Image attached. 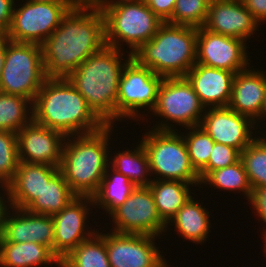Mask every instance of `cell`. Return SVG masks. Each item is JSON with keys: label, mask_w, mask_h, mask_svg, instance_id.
I'll return each mask as SVG.
<instances>
[{"label": "cell", "mask_w": 266, "mask_h": 267, "mask_svg": "<svg viewBox=\"0 0 266 267\" xmlns=\"http://www.w3.org/2000/svg\"><path fill=\"white\" fill-rule=\"evenodd\" d=\"M203 185H210L209 187L213 186L214 189H221L223 192L236 191L238 193H243V197L248 200L247 202H249L252 197L253 189L241 159L233 165L211 171L201 181L199 188H202Z\"/></svg>", "instance_id": "cell-30"}, {"label": "cell", "mask_w": 266, "mask_h": 267, "mask_svg": "<svg viewBox=\"0 0 266 267\" xmlns=\"http://www.w3.org/2000/svg\"><path fill=\"white\" fill-rule=\"evenodd\" d=\"M33 2H51V3H77L76 0H27Z\"/></svg>", "instance_id": "cell-44"}, {"label": "cell", "mask_w": 266, "mask_h": 267, "mask_svg": "<svg viewBox=\"0 0 266 267\" xmlns=\"http://www.w3.org/2000/svg\"><path fill=\"white\" fill-rule=\"evenodd\" d=\"M105 21L106 46L133 54L151 40L164 23L144 0H99ZM125 44V47L123 45Z\"/></svg>", "instance_id": "cell-6"}, {"label": "cell", "mask_w": 266, "mask_h": 267, "mask_svg": "<svg viewBox=\"0 0 266 267\" xmlns=\"http://www.w3.org/2000/svg\"><path fill=\"white\" fill-rule=\"evenodd\" d=\"M184 77L205 109L228 107L235 73L196 63Z\"/></svg>", "instance_id": "cell-20"}, {"label": "cell", "mask_w": 266, "mask_h": 267, "mask_svg": "<svg viewBox=\"0 0 266 267\" xmlns=\"http://www.w3.org/2000/svg\"><path fill=\"white\" fill-rule=\"evenodd\" d=\"M131 58L132 54L129 51L125 55L123 50L105 46L99 52L90 55L67 77L105 125L116 127L119 79L123 67Z\"/></svg>", "instance_id": "cell-3"}, {"label": "cell", "mask_w": 266, "mask_h": 267, "mask_svg": "<svg viewBox=\"0 0 266 267\" xmlns=\"http://www.w3.org/2000/svg\"><path fill=\"white\" fill-rule=\"evenodd\" d=\"M163 79V76L141 66L132 57L123 67L119 79L116 122L121 123L125 118L135 121L141 119L144 122L143 116L147 117L156 105L158 90ZM141 110H144L143 113L147 110V114H143Z\"/></svg>", "instance_id": "cell-10"}, {"label": "cell", "mask_w": 266, "mask_h": 267, "mask_svg": "<svg viewBox=\"0 0 266 267\" xmlns=\"http://www.w3.org/2000/svg\"><path fill=\"white\" fill-rule=\"evenodd\" d=\"M225 1H240V2H244L245 0H225Z\"/></svg>", "instance_id": "cell-48"}, {"label": "cell", "mask_w": 266, "mask_h": 267, "mask_svg": "<svg viewBox=\"0 0 266 267\" xmlns=\"http://www.w3.org/2000/svg\"><path fill=\"white\" fill-rule=\"evenodd\" d=\"M94 202L90 196H76L60 212L52 215L54 221V254L61 260L80 243L96 232L87 223ZM91 210V211H90ZM90 211V212H89ZM87 220V221H86ZM88 226V227H87Z\"/></svg>", "instance_id": "cell-15"}, {"label": "cell", "mask_w": 266, "mask_h": 267, "mask_svg": "<svg viewBox=\"0 0 266 267\" xmlns=\"http://www.w3.org/2000/svg\"><path fill=\"white\" fill-rule=\"evenodd\" d=\"M263 241H264V242H263L264 244H263V250H262V251H263V253H264V257H266V238L263 239Z\"/></svg>", "instance_id": "cell-47"}, {"label": "cell", "mask_w": 266, "mask_h": 267, "mask_svg": "<svg viewBox=\"0 0 266 267\" xmlns=\"http://www.w3.org/2000/svg\"><path fill=\"white\" fill-rule=\"evenodd\" d=\"M15 1L20 0H0V35H6L12 23Z\"/></svg>", "instance_id": "cell-39"}, {"label": "cell", "mask_w": 266, "mask_h": 267, "mask_svg": "<svg viewBox=\"0 0 266 267\" xmlns=\"http://www.w3.org/2000/svg\"><path fill=\"white\" fill-rule=\"evenodd\" d=\"M76 3L24 1L15 3L7 38L15 42L41 45L60 25L62 18Z\"/></svg>", "instance_id": "cell-11"}, {"label": "cell", "mask_w": 266, "mask_h": 267, "mask_svg": "<svg viewBox=\"0 0 266 267\" xmlns=\"http://www.w3.org/2000/svg\"><path fill=\"white\" fill-rule=\"evenodd\" d=\"M115 226L109 231L121 234L159 236L167 231V224L158 215L152 191L136 187L127 200L109 216Z\"/></svg>", "instance_id": "cell-12"}, {"label": "cell", "mask_w": 266, "mask_h": 267, "mask_svg": "<svg viewBox=\"0 0 266 267\" xmlns=\"http://www.w3.org/2000/svg\"><path fill=\"white\" fill-rule=\"evenodd\" d=\"M60 267V259L52 250L36 242H0L1 267Z\"/></svg>", "instance_id": "cell-24"}, {"label": "cell", "mask_w": 266, "mask_h": 267, "mask_svg": "<svg viewBox=\"0 0 266 267\" xmlns=\"http://www.w3.org/2000/svg\"><path fill=\"white\" fill-rule=\"evenodd\" d=\"M191 197L178 212L168 221V226H174L175 232L184 240L195 244H203L207 241L211 229L210 212L203 206V200ZM199 201V202H198Z\"/></svg>", "instance_id": "cell-23"}, {"label": "cell", "mask_w": 266, "mask_h": 267, "mask_svg": "<svg viewBox=\"0 0 266 267\" xmlns=\"http://www.w3.org/2000/svg\"><path fill=\"white\" fill-rule=\"evenodd\" d=\"M263 119L265 121L266 119V98L264 99L263 106H262V111L260 113V122L262 124Z\"/></svg>", "instance_id": "cell-45"}, {"label": "cell", "mask_w": 266, "mask_h": 267, "mask_svg": "<svg viewBox=\"0 0 266 267\" xmlns=\"http://www.w3.org/2000/svg\"><path fill=\"white\" fill-rule=\"evenodd\" d=\"M0 191H1L0 192V236H1L4 218H5L6 212L10 208V202H9L8 187L6 185L0 184Z\"/></svg>", "instance_id": "cell-41"}, {"label": "cell", "mask_w": 266, "mask_h": 267, "mask_svg": "<svg viewBox=\"0 0 266 267\" xmlns=\"http://www.w3.org/2000/svg\"><path fill=\"white\" fill-rule=\"evenodd\" d=\"M259 26L243 2L211 0L203 28L247 42Z\"/></svg>", "instance_id": "cell-19"}, {"label": "cell", "mask_w": 266, "mask_h": 267, "mask_svg": "<svg viewBox=\"0 0 266 267\" xmlns=\"http://www.w3.org/2000/svg\"><path fill=\"white\" fill-rule=\"evenodd\" d=\"M142 140L147 153L153 180H178L201 184L199 173L193 168L182 131L148 129ZM158 178V179H157Z\"/></svg>", "instance_id": "cell-7"}, {"label": "cell", "mask_w": 266, "mask_h": 267, "mask_svg": "<svg viewBox=\"0 0 266 267\" xmlns=\"http://www.w3.org/2000/svg\"><path fill=\"white\" fill-rule=\"evenodd\" d=\"M105 46L102 10L97 3L77 2L41 44L46 78H67Z\"/></svg>", "instance_id": "cell-1"}, {"label": "cell", "mask_w": 266, "mask_h": 267, "mask_svg": "<svg viewBox=\"0 0 266 267\" xmlns=\"http://www.w3.org/2000/svg\"><path fill=\"white\" fill-rule=\"evenodd\" d=\"M263 124L266 126V124H265V122H264V123H262V124H260V125H256V128L258 127L259 129H261L260 126L263 125ZM263 128L265 129L266 127L263 126ZM264 131H265V132H264ZM262 132H264V133H262ZM259 133L261 134V135H260L261 137L257 135V134H259ZM255 134H256V136H257L256 138H257V139H258V140H259V141L266 147V130L257 132V133H255ZM262 135H263V136H262Z\"/></svg>", "instance_id": "cell-43"}, {"label": "cell", "mask_w": 266, "mask_h": 267, "mask_svg": "<svg viewBox=\"0 0 266 267\" xmlns=\"http://www.w3.org/2000/svg\"><path fill=\"white\" fill-rule=\"evenodd\" d=\"M200 126L216 143L242 152L255 138V123L229 107L206 108ZM253 131V132H252Z\"/></svg>", "instance_id": "cell-16"}, {"label": "cell", "mask_w": 266, "mask_h": 267, "mask_svg": "<svg viewBox=\"0 0 266 267\" xmlns=\"http://www.w3.org/2000/svg\"><path fill=\"white\" fill-rule=\"evenodd\" d=\"M197 28L164 22L132 57L163 77H184L196 64Z\"/></svg>", "instance_id": "cell-5"}, {"label": "cell", "mask_w": 266, "mask_h": 267, "mask_svg": "<svg viewBox=\"0 0 266 267\" xmlns=\"http://www.w3.org/2000/svg\"><path fill=\"white\" fill-rule=\"evenodd\" d=\"M19 164L17 133L0 131V184L8 185Z\"/></svg>", "instance_id": "cell-35"}, {"label": "cell", "mask_w": 266, "mask_h": 267, "mask_svg": "<svg viewBox=\"0 0 266 267\" xmlns=\"http://www.w3.org/2000/svg\"><path fill=\"white\" fill-rule=\"evenodd\" d=\"M246 43L244 40L199 27L197 28L196 63L236 74L251 65L252 56L248 57L250 54L246 50L248 48Z\"/></svg>", "instance_id": "cell-14"}, {"label": "cell", "mask_w": 266, "mask_h": 267, "mask_svg": "<svg viewBox=\"0 0 266 267\" xmlns=\"http://www.w3.org/2000/svg\"><path fill=\"white\" fill-rule=\"evenodd\" d=\"M240 159L241 152L238 149L215 142L209 157V162L199 172V178L202 181L211 171L233 165Z\"/></svg>", "instance_id": "cell-36"}, {"label": "cell", "mask_w": 266, "mask_h": 267, "mask_svg": "<svg viewBox=\"0 0 266 267\" xmlns=\"http://www.w3.org/2000/svg\"><path fill=\"white\" fill-rule=\"evenodd\" d=\"M36 242L54 253V221L52 216L10 207L6 212L0 242Z\"/></svg>", "instance_id": "cell-18"}, {"label": "cell", "mask_w": 266, "mask_h": 267, "mask_svg": "<svg viewBox=\"0 0 266 267\" xmlns=\"http://www.w3.org/2000/svg\"><path fill=\"white\" fill-rule=\"evenodd\" d=\"M204 112L205 107L185 77H164L150 113L162 120L155 121L158 123H153L152 129L180 133L181 130L174 129L176 125L185 129L200 126Z\"/></svg>", "instance_id": "cell-9"}, {"label": "cell", "mask_w": 266, "mask_h": 267, "mask_svg": "<svg viewBox=\"0 0 266 267\" xmlns=\"http://www.w3.org/2000/svg\"><path fill=\"white\" fill-rule=\"evenodd\" d=\"M243 3L259 24L266 23V0H245Z\"/></svg>", "instance_id": "cell-40"}, {"label": "cell", "mask_w": 266, "mask_h": 267, "mask_svg": "<svg viewBox=\"0 0 266 267\" xmlns=\"http://www.w3.org/2000/svg\"><path fill=\"white\" fill-rule=\"evenodd\" d=\"M211 0H176L172 17L167 23L203 27Z\"/></svg>", "instance_id": "cell-34"}, {"label": "cell", "mask_w": 266, "mask_h": 267, "mask_svg": "<svg viewBox=\"0 0 266 267\" xmlns=\"http://www.w3.org/2000/svg\"><path fill=\"white\" fill-rule=\"evenodd\" d=\"M32 120L31 100L0 92V131L17 133Z\"/></svg>", "instance_id": "cell-31"}, {"label": "cell", "mask_w": 266, "mask_h": 267, "mask_svg": "<svg viewBox=\"0 0 266 267\" xmlns=\"http://www.w3.org/2000/svg\"><path fill=\"white\" fill-rule=\"evenodd\" d=\"M77 2H82V3H96L99 0H76Z\"/></svg>", "instance_id": "cell-46"}, {"label": "cell", "mask_w": 266, "mask_h": 267, "mask_svg": "<svg viewBox=\"0 0 266 267\" xmlns=\"http://www.w3.org/2000/svg\"><path fill=\"white\" fill-rule=\"evenodd\" d=\"M241 160L252 189L266 187V147L257 138L241 152Z\"/></svg>", "instance_id": "cell-33"}, {"label": "cell", "mask_w": 266, "mask_h": 267, "mask_svg": "<svg viewBox=\"0 0 266 267\" xmlns=\"http://www.w3.org/2000/svg\"><path fill=\"white\" fill-rule=\"evenodd\" d=\"M252 208H254V214L259 217L258 221H262L264 223V227L262 228V239L266 238V187H260L257 189H253L252 197L249 201Z\"/></svg>", "instance_id": "cell-37"}, {"label": "cell", "mask_w": 266, "mask_h": 267, "mask_svg": "<svg viewBox=\"0 0 266 267\" xmlns=\"http://www.w3.org/2000/svg\"><path fill=\"white\" fill-rule=\"evenodd\" d=\"M186 130L183 129L186 132L185 134L182 132L183 139L191 164L199 173L208 164L215 142L201 126L186 128Z\"/></svg>", "instance_id": "cell-32"}, {"label": "cell", "mask_w": 266, "mask_h": 267, "mask_svg": "<svg viewBox=\"0 0 266 267\" xmlns=\"http://www.w3.org/2000/svg\"><path fill=\"white\" fill-rule=\"evenodd\" d=\"M144 2L163 22H167L172 17L176 0H144Z\"/></svg>", "instance_id": "cell-38"}, {"label": "cell", "mask_w": 266, "mask_h": 267, "mask_svg": "<svg viewBox=\"0 0 266 267\" xmlns=\"http://www.w3.org/2000/svg\"><path fill=\"white\" fill-rule=\"evenodd\" d=\"M46 79L41 45L11 41L6 36L0 92L33 102Z\"/></svg>", "instance_id": "cell-8"}, {"label": "cell", "mask_w": 266, "mask_h": 267, "mask_svg": "<svg viewBox=\"0 0 266 267\" xmlns=\"http://www.w3.org/2000/svg\"><path fill=\"white\" fill-rule=\"evenodd\" d=\"M156 236L105 233L106 250L111 267H170L156 246ZM164 257V258H163Z\"/></svg>", "instance_id": "cell-13"}, {"label": "cell", "mask_w": 266, "mask_h": 267, "mask_svg": "<svg viewBox=\"0 0 266 267\" xmlns=\"http://www.w3.org/2000/svg\"><path fill=\"white\" fill-rule=\"evenodd\" d=\"M250 68L235 74L228 107L260 124V113L266 98V70ZM259 120V121H258Z\"/></svg>", "instance_id": "cell-21"}, {"label": "cell", "mask_w": 266, "mask_h": 267, "mask_svg": "<svg viewBox=\"0 0 266 267\" xmlns=\"http://www.w3.org/2000/svg\"><path fill=\"white\" fill-rule=\"evenodd\" d=\"M32 108L33 121L65 136L94 133L105 126L67 78H47Z\"/></svg>", "instance_id": "cell-2"}, {"label": "cell", "mask_w": 266, "mask_h": 267, "mask_svg": "<svg viewBox=\"0 0 266 267\" xmlns=\"http://www.w3.org/2000/svg\"><path fill=\"white\" fill-rule=\"evenodd\" d=\"M199 185L178 180H153L150 183L158 215L166 224L192 197L190 189Z\"/></svg>", "instance_id": "cell-25"}, {"label": "cell", "mask_w": 266, "mask_h": 267, "mask_svg": "<svg viewBox=\"0 0 266 267\" xmlns=\"http://www.w3.org/2000/svg\"><path fill=\"white\" fill-rule=\"evenodd\" d=\"M60 267H111L105 233L99 230L60 260Z\"/></svg>", "instance_id": "cell-29"}, {"label": "cell", "mask_w": 266, "mask_h": 267, "mask_svg": "<svg viewBox=\"0 0 266 267\" xmlns=\"http://www.w3.org/2000/svg\"><path fill=\"white\" fill-rule=\"evenodd\" d=\"M114 128L105 125L94 133L66 136L59 170L76 196L92 197L97 192L109 166Z\"/></svg>", "instance_id": "cell-4"}, {"label": "cell", "mask_w": 266, "mask_h": 267, "mask_svg": "<svg viewBox=\"0 0 266 267\" xmlns=\"http://www.w3.org/2000/svg\"><path fill=\"white\" fill-rule=\"evenodd\" d=\"M135 188L127 177L109 165L97 192L92 196L96 206L94 208H102L101 210L109 216L127 200Z\"/></svg>", "instance_id": "cell-27"}, {"label": "cell", "mask_w": 266, "mask_h": 267, "mask_svg": "<svg viewBox=\"0 0 266 267\" xmlns=\"http://www.w3.org/2000/svg\"><path fill=\"white\" fill-rule=\"evenodd\" d=\"M66 136L35 121L17 132L19 161L60 167Z\"/></svg>", "instance_id": "cell-17"}, {"label": "cell", "mask_w": 266, "mask_h": 267, "mask_svg": "<svg viewBox=\"0 0 266 267\" xmlns=\"http://www.w3.org/2000/svg\"><path fill=\"white\" fill-rule=\"evenodd\" d=\"M59 167L19 161L13 180L7 185L10 207L26 209L42 192Z\"/></svg>", "instance_id": "cell-22"}, {"label": "cell", "mask_w": 266, "mask_h": 267, "mask_svg": "<svg viewBox=\"0 0 266 267\" xmlns=\"http://www.w3.org/2000/svg\"><path fill=\"white\" fill-rule=\"evenodd\" d=\"M5 54H6V35H0V79L5 62Z\"/></svg>", "instance_id": "cell-42"}, {"label": "cell", "mask_w": 266, "mask_h": 267, "mask_svg": "<svg viewBox=\"0 0 266 267\" xmlns=\"http://www.w3.org/2000/svg\"><path fill=\"white\" fill-rule=\"evenodd\" d=\"M76 195L58 170L45 182L41 194L26 208L29 212L54 215L65 208Z\"/></svg>", "instance_id": "cell-28"}, {"label": "cell", "mask_w": 266, "mask_h": 267, "mask_svg": "<svg viewBox=\"0 0 266 267\" xmlns=\"http://www.w3.org/2000/svg\"><path fill=\"white\" fill-rule=\"evenodd\" d=\"M116 151L111 156L109 165L127 177L136 187H148L153 181L147 153L140 142L134 148ZM150 177V178H149Z\"/></svg>", "instance_id": "cell-26"}]
</instances>
